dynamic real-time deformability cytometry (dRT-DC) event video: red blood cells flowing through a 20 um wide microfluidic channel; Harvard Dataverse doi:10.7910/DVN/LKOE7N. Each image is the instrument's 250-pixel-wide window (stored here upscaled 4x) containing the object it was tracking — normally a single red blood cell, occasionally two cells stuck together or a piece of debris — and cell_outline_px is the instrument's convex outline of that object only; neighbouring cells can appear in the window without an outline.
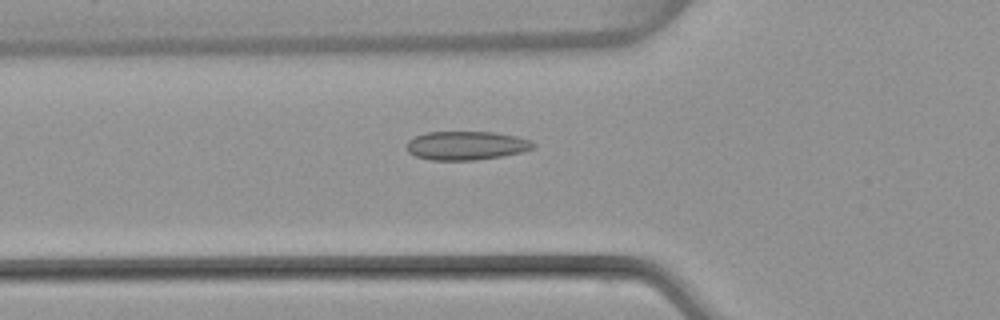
{"species": "common noctule bat (a hibernating species)", "species_latin": "Nyctalus noctula", "temperature_condition": "warm", "stored_images_in_passage": 51, "camera_frame_rate_fps": 3000, "um_per_image_px": 0.085, "animal": {"sex": "female", "body_mass_g": 22.7, "forearm_length_mm": 54.2}, "frame": {"image": 1, "passage_image": 18, "time_ms": 5.667, "image_size_px": [1000, 320], "cell_outline_px": [[536, 144], [532, 148], [520, 152], [500, 156], [476, 160], [432, 160], [416, 156], [408, 152], [408, 140], [416, 136], [428, 132], [496, 132], [516, 136], [532, 140]], "centroid_in_image_um": [39.65, 12.36], "position_along_channel_um": 86.1, "area_um2": 21.04}}
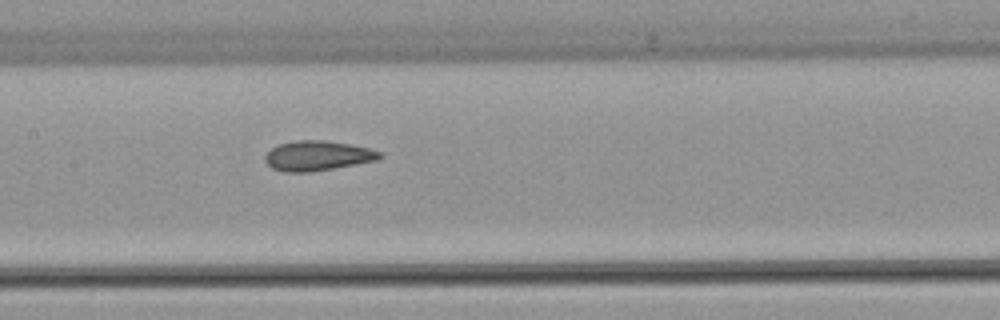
{"frame": {"image": 2, "passage_image": 25, "time_ms": 8.0, "image_size_px": [1000, 320], "cell_outline_px": [[384, 156], [376, 160], [332, 168], [308, 172], [284, 172], [272, 168], [264, 160], [264, 156], [272, 148], [280, 144], [296, 140], [324, 140], [348, 144], [368, 148], [380, 152]], "centroid_in_image_um": [26.96, 13.23], "position_along_channel_um": 180.4, "area_um2": 19.65}}
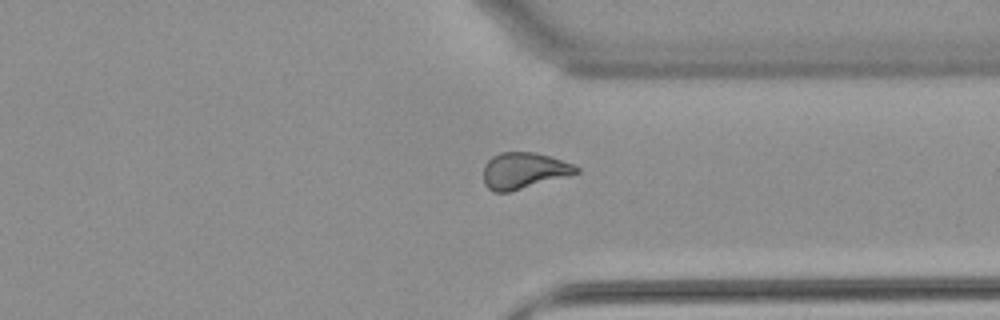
{"frame": {"image": 3, "passage_image": 39, "time_ms": 12.667, "image_size_px": [1000, 320], "cell_outline_px": [[580, 172], [508, 192], [492, 192], [484, 184], [484, 164], [492, 156], [500, 152], [536, 152], [572, 164], [580, 168]], "centroid_in_image_um": [44.48, 14.49], "position_along_channel_um": 366.9, "area_um2": 19.36}, "authors_computed_cell_mechanics": {"area_um2": 20.23, "velocity_mm_per_s": 4.0058, "shape_relaxation_time_tau1_ms": null, "shape_relaxation_time_tau2_ms": 2.1124, "deformation_change_tau1": null, "deformation_change_tau2": 0.0803}}